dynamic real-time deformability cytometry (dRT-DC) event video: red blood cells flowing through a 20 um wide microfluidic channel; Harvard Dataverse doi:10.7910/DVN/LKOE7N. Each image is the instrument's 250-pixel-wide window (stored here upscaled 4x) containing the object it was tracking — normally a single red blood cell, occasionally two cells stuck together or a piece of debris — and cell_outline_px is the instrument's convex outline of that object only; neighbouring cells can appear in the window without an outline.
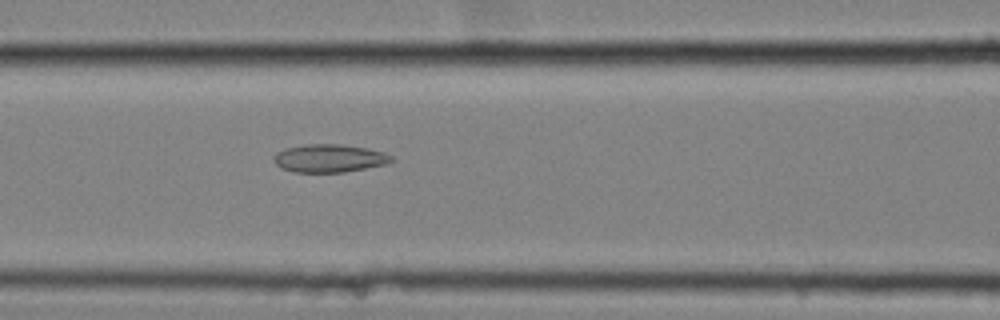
{"species": "common noctule bat (a hibernating species)", "species_latin": "Nyctalus noctula", "temperature_condition": "cold", "stored_images_in_passage": 44, "camera_frame_rate_fps": 3000, "um_per_image_px": 0.085, "animal": {"sex": "female", "body_mass_g": 25.1}, "frame": {"image": 1, "passage_image": 12, "time_ms": 3.667, "image_size_px": [1000, 320], "cell_outline_px": [[396, 160], [384, 164], [344, 172], [292, 172], [280, 168], [272, 160], [272, 156], [276, 152], [284, 148], [308, 144], [340, 144], [368, 148], [384, 152], [392, 156]], "centroid_in_image_um": [27.95, 13.45], "position_along_channel_um": 138.6, "area_um2": 19.36}}
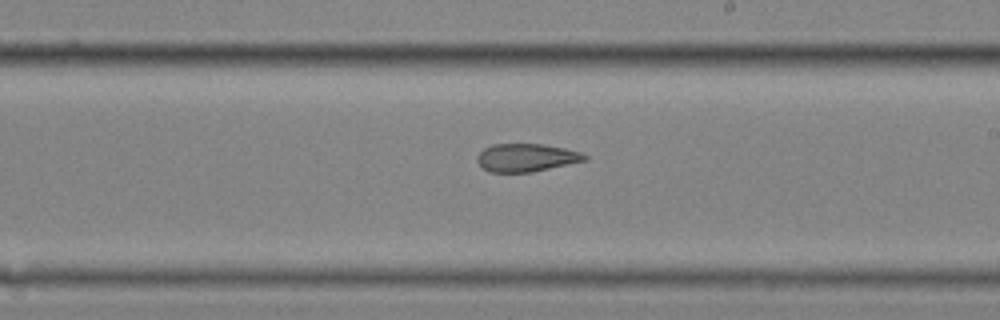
{"frame": {"image": 2, "passage_image": 21, "time_ms": 6.667, "image_size_px": [1000, 320], "cell_outline_px": [[588, 160], [532, 172], [488, 172], [476, 160], [476, 156], [484, 148], [492, 144], [540, 144], [564, 148], [580, 152], [588, 156]], "centroid_in_image_um": [44.73, 13.4], "position_along_channel_um": 244.3, "area_um2": 17.51}}
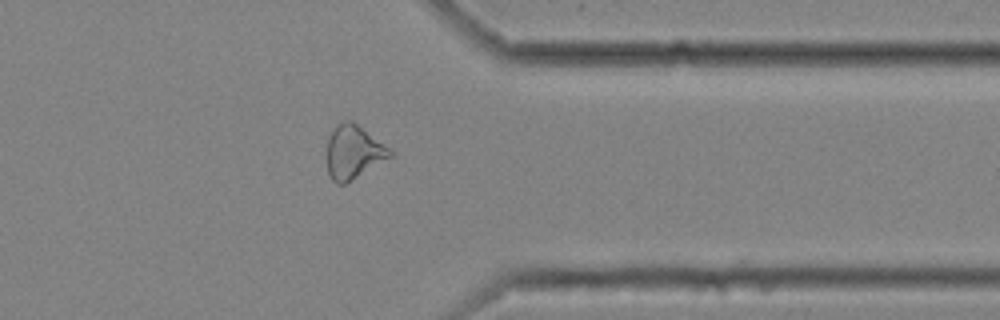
{"frame": {"image": 3, "passage_image": 33, "time_ms": 10.667, "image_size_px": [1000, 320], "cell_outline_px": [[392, 156], [352, 180], [344, 184], [336, 184], [332, 180], [328, 172], [328, 136], [336, 124], [344, 120], [352, 120], [388, 148], [392, 152]], "centroid_in_image_um": [30.01, 12.92], "position_along_channel_um": 381.4, "area_um2": 19.36}, "authors_computed_cell_mechanics": {"area_um2": 19.4497, "velocity_mm_per_s": 3.528, "shape_relaxation_time_tau1_ms": null, "shape_relaxation_time_tau2_ms": 3.2344, "deformation_change_tau1": null, "deformation_change_tau2": 0.1027}}